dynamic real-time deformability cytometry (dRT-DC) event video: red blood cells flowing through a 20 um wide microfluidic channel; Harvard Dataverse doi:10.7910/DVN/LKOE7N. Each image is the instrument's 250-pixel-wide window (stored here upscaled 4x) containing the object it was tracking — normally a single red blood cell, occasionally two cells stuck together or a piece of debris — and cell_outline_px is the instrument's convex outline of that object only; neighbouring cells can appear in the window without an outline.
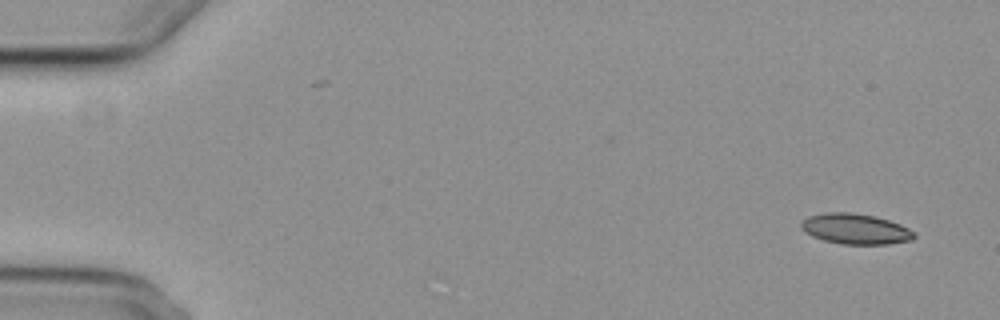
{"species": "common noctule bat (a hibernating species)", "species_latin": "Nyctalus noctula", "temperature_condition": "cold", "stored_images_in_passage": 2, "camera_frame_rate_fps": 3000, "um_per_image_px": 0.085, "animal": {"sex": "female", "body_mass_g": 29.2, "forearm_length_mm": 56.3}, "frame": {"image": 1, "passage_image": 2, "time_ms": 1.333, "image_size_px": [1000, 320], "cell_outline_px": [[916, 236], [912, 240], [888, 244], [840, 244], [824, 240], [812, 236], [804, 232], [800, 228], [800, 224], [808, 216], [824, 212], [852, 212], [876, 216], [900, 224], [916, 232]], "centroid_in_image_um": [72.71, 19.45], "position_along_channel_um": 12.3, "area_um2": 20.29}}